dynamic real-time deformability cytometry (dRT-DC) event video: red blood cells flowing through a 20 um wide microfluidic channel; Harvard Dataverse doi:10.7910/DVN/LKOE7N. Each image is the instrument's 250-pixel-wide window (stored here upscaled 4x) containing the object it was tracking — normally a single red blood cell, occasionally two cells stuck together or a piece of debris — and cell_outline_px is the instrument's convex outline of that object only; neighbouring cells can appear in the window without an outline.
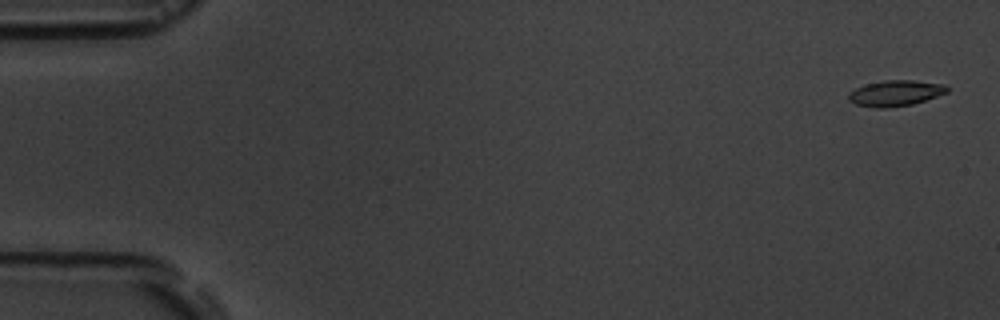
{"species": "common noctule bat (a hibernating species)", "species_latin": "Nyctalus noctula", "temperature_condition": "room temperature", "stored_images_in_passage": 5, "camera_frame_rate_fps": 3000, "um_per_image_px": 0.085, "animal": {"sex": "male", "body_mass_g": 19.5, "forearm_length_mm": 54.6}, "frame": {"image": 1, "passage_image": 1, "time_ms": 0.0, "image_size_px": [1000, 320], "cell_outline_px": [[948, 92], [912, 104], [884, 108], [876, 108], [856, 104], [848, 100], [848, 92], [864, 84], [884, 80], [912, 80], [944, 84], [948, 88]], "centroid_in_image_um": [76.07, 7.91], "position_along_channel_um": 8.9, "area_um2": 14.74}}
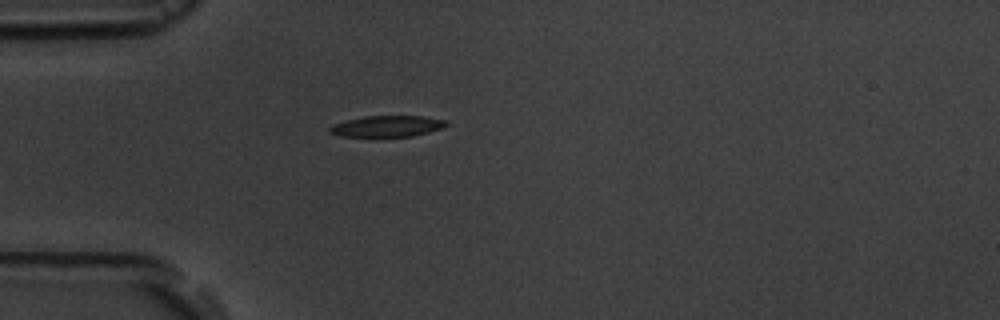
{"frame": {"image": 2, "passage_image": 5, "time_ms": 4.667, "image_size_px": [1000, 320], "cell_outline_px": [[448, 124], [444, 128], [412, 136], [380, 140], [340, 136], [328, 132], [328, 128], [332, 124], [364, 116], [424, 116], [448, 120]], "centroid_in_image_um": [32.87, 10.78], "position_along_channel_um": 52.1, "area_um2": 15.43}}